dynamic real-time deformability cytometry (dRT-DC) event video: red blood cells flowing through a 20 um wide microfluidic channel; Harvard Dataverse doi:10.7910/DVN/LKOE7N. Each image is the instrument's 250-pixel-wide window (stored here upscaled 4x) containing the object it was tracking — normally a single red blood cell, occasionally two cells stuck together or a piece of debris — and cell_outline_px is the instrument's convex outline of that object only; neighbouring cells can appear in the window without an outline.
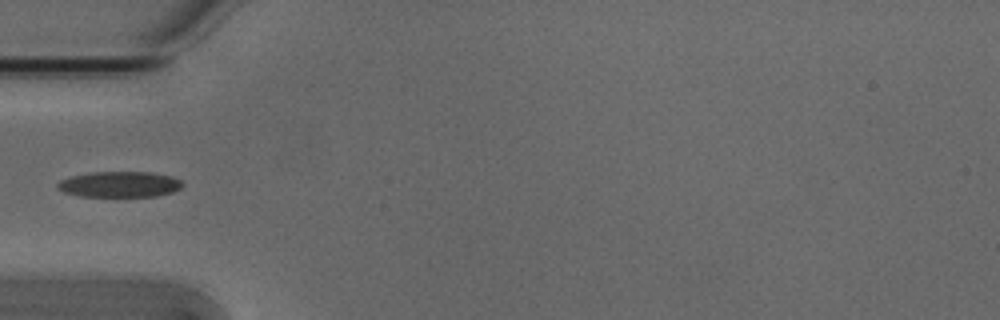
{"species": "Egyptian fruit bat (a non-hibernating species)", "species_latin": "Rousettus aegyptiacus", "temperature_condition": "cold", "stored_images_in_passage": 4, "camera_frame_rate_fps": 3000, "um_per_image_px": 0.085, "animal": {"sex": "male"}, "frame": {"image": 1, "passage_image": 3, "time_ms": 0.667, "image_size_px": [1000, 320], "cell_outline_px": [[184, 184], [180, 188], [172, 192], [156, 196], [80, 196], [64, 192], [56, 188], [56, 184], [60, 180], [72, 176], [88, 172], [152, 172], [172, 176], [180, 180]], "centroid_in_image_um": [10.15, 15.66], "position_along_channel_um": 74.8, "area_um2": 18.79}}